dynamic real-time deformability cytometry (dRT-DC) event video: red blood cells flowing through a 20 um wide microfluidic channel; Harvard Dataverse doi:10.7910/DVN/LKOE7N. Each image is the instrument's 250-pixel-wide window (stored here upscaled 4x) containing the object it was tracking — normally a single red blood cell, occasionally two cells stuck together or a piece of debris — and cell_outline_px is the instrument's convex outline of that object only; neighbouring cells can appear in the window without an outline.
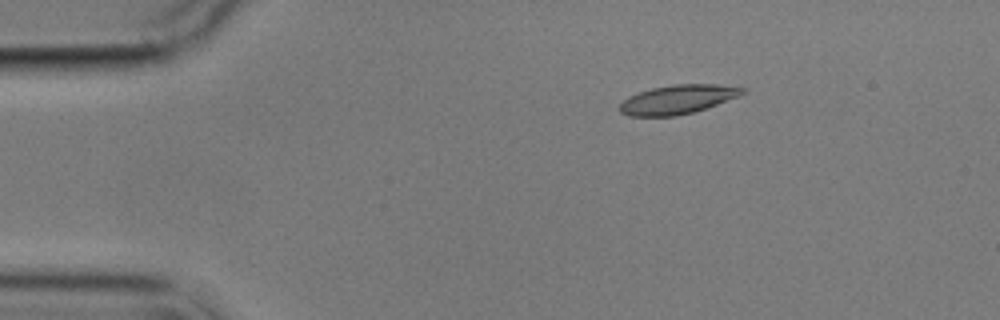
{"species": "common noctule bat (a hibernating species)", "species_latin": "Nyctalus noctula", "temperature_condition": "cold", "stored_images_in_passage": 5, "camera_frame_rate_fps": 3000, "um_per_image_px": 0.085, "animal": {"sex": "male", "body_mass_g": 17.9}, "frame": {"image": 1, "passage_image": 3, "time_ms": 2.333, "image_size_px": [1000, 320], "cell_outline_px": [[748, 92], [716, 104], [692, 112], [676, 116], [628, 116], [620, 112], [620, 104], [628, 96], [652, 88], [672, 84], [716, 84], [748, 88]], "centroid_in_image_um": [57.61, 8.44], "position_along_channel_um": 27.4, "area_um2": 20.63}}